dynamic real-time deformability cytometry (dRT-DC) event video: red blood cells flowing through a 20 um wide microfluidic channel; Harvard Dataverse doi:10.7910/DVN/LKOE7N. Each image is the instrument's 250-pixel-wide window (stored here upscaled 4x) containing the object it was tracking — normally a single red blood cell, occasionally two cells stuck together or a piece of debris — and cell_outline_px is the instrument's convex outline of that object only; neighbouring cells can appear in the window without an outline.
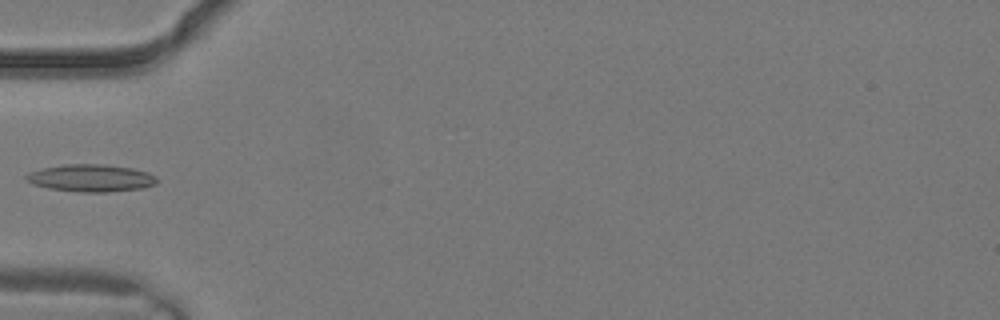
{"species": "common noctule bat (a hibernating species)", "species_latin": "Nyctalus noctula", "temperature_condition": "warm", "stored_images_in_passage": 3, "camera_frame_rate_fps": 3000, "um_per_image_px": 0.085, "animal": {"sex": "male", "body_mass_g": 19.2, "forearm_length_mm": 51.8}, "frame": {"image": 1, "passage_image": 3, "time_ms": 0.667, "image_size_px": [1000, 320], "cell_outline_px": [[156, 184], [140, 188], [108, 192], [80, 192], [48, 188], [36, 184], [28, 180], [24, 176], [28, 172], [44, 168], [64, 164], [100, 164], [132, 168], [148, 172], [156, 176]], "centroid_in_image_um": [7.74, 15.13], "position_along_channel_um": 77.3, "area_um2": 20.58}}